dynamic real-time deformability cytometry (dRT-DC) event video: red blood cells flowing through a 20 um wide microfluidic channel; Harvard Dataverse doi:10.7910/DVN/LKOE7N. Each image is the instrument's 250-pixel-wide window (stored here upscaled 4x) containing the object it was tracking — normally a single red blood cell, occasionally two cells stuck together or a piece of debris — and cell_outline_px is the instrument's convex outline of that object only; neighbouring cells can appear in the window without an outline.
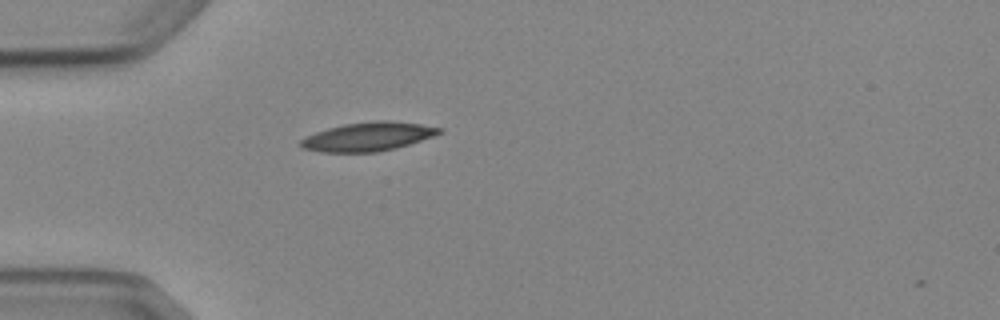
{"species": "Egyptian fruit bat (a non-hibernating species)", "species_latin": "Rousettus aegyptiacus", "temperature_condition": "cold", "stored_images_in_passage": 2, "camera_frame_rate_fps": 3000, "um_per_image_px": 0.085, "animal": {"sex": "female"}, "frame": {"image": 1, "passage_image": 2, "time_ms": 1.333, "image_size_px": [1000, 320], "cell_outline_px": [[444, 132], [396, 148], [376, 152], [320, 152], [300, 148], [296, 144], [300, 140], [316, 132], [328, 128], [344, 124], [376, 120], [388, 120], [420, 124], [444, 128]], "centroid_in_image_um": [31.25, 11.61], "position_along_channel_um": 53.7, "area_um2": 23.29}}